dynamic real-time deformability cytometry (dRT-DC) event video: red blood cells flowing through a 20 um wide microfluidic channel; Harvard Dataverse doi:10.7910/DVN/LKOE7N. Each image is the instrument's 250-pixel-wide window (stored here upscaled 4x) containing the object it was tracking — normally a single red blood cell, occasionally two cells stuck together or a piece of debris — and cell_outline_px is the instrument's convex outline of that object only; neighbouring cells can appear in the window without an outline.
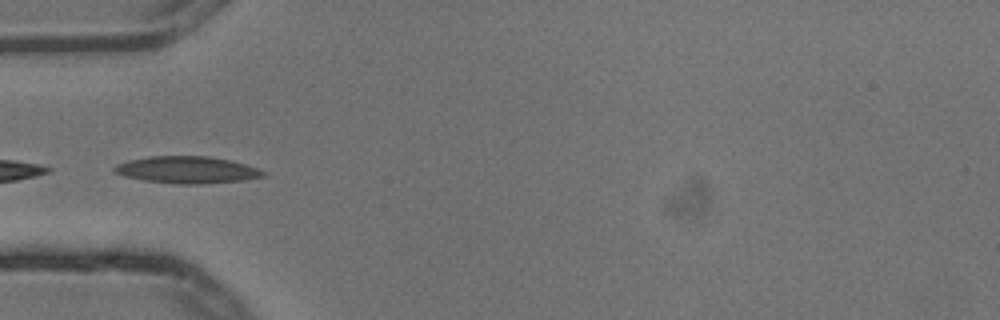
{"species": "common noctule bat (a hibernating species)", "species_latin": "Nyctalus noctula", "temperature_condition": "cold", "stored_images_in_passage": 5, "camera_frame_rate_fps": 3000, "um_per_image_px": 0.085, "animal": {"sex": "male", "body_mass_g": 13.3}, "frame": {"image": 1, "passage_image": 5, "time_ms": 1.333, "image_size_px": [1000, 320], "cell_outline_px": [[264, 176], [244, 180], [200, 184], [176, 184], [144, 180], [124, 176], [116, 172], [112, 168], [116, 164], [128, 160], [148, 156], [208, 156], [228, 160], [244, 164], [256, 168], [264, 172]], "centroid_in_image_um": [15.85, 14.43], "position_along_channel_um": 69.2, "area_um2": 23.18}}